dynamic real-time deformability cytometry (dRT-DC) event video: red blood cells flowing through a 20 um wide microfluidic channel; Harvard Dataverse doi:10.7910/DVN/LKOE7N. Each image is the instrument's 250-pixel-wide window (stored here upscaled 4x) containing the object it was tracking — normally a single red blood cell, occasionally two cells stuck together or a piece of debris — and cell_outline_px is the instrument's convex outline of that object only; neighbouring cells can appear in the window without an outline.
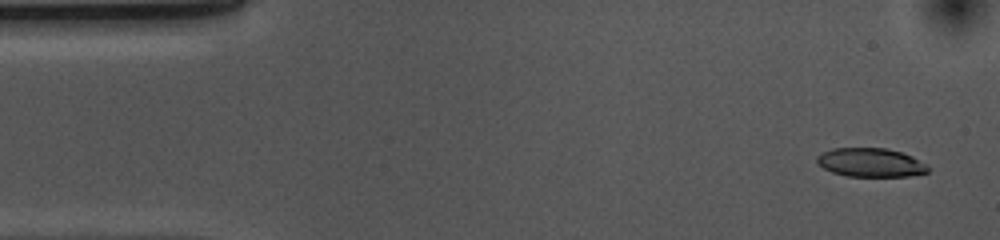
{"species": "common noctule bat (a hibernating species)", "species_latin": "Nyctalus noctula", "temperature_condition": "cold", "stored_images_in_passage": 53, "camera_frame_rate_fps": 3000, "um_per_image_px": 0.085, "animal": {"sex": "female", "body_mass_g": 10.0, "forearm_length_mm": 53.1}, "frame": {"image": 1, "passage_image": 3, "time_ms": 0.667, "image_size_px": [1000, 240], "cell_outline_px": [[932, 168], [928, 172], [908, 176], [848, 176], [832, 172], [824, 168], [816, 160], [816, 156], [832, 148], [884, 148], [900, 152], [912, 156], [928, 164]], "centroid_in_image_um": [74.05, 13.81], "position_along_channel_um": 11.0, "area_um2": 18.61}}
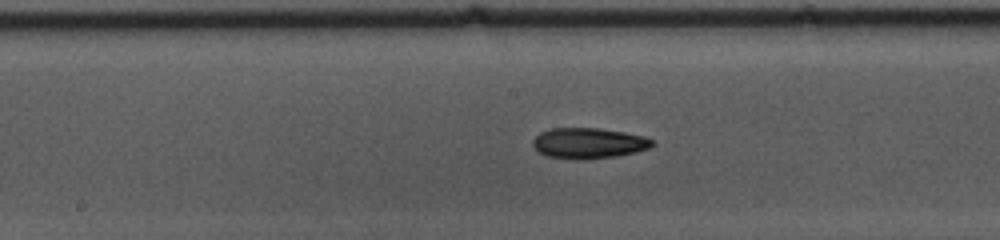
{"frame": {"image": 2, "passage_image": 26, "time_ms": 8.333, "image_size_px": [1000, 240], "cell_outline_px": [[652, 144], [648, 148], [636, 152], [616, 156], [580, 160], [576, 160], [548, 156], [540, 152], [532, 144], [532, 140], [540, 132], [552, 128], [600, 128], [624, 132], [644, 136], [652, 140]], "centroid_in_image_um": [50.01, 12.17], "position_along_channel_um": 198.2, "area_um2": 21.21}}
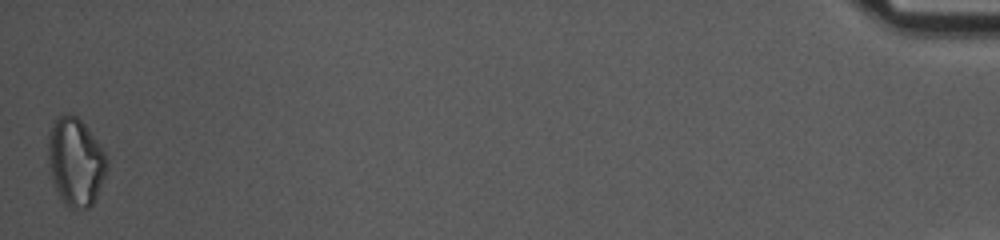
{"frame": {"image": 3, "passage_image": 53, "time_ms": 17.333, "image_size_px": [1000, 240], "cell_outline_px": [[108, 164], [104, 176], [96, 196], [92, 204], [88, 208], [68, 208], [64, 204], [52, 180], [48, 160], [48, 136], [52, 124], [60, 116], [68, 112], [72, 112], [84, 124], [100, 144], [108, 160]], "centroid_in_image_um": [6.41, 13.73], "position_along_channel_um": 428.8, "area_um2": 29.94}, "authors_computed_cell_mechanics": {"area_um2": 20.6346, "velocity_mm_per_s": 3.6962, "shape_relaxation_time_tau1_ms": 7.5838, "shape_relaxation_time_tau2_ms": 11.2527, "deformation_change_tau1": 0.1512, "deformation_change_tau2": 0.2162}}